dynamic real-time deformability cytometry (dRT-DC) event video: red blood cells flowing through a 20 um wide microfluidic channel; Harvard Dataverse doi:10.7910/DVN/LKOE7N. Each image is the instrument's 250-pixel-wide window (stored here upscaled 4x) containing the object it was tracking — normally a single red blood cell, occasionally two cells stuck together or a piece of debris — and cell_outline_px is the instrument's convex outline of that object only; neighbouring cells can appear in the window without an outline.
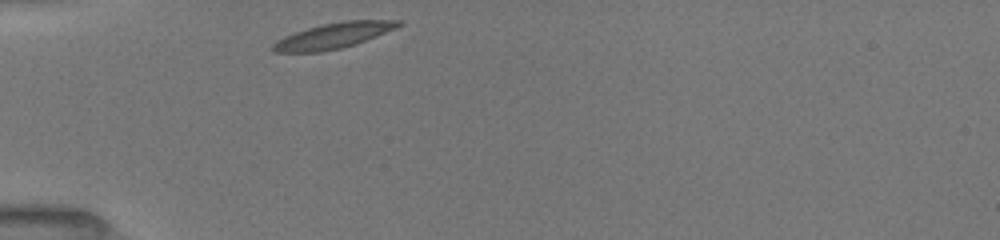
{"species": "common noctule bat (a hibernating species)", "species_latin": "Nyctalus noctula", "temperature_condition": "room temperature", "stored_images_in_passage": 4, "camera_frame_rate_fps": 3000, "um_per_image_px": 0.085, "animal": {"sex": "female", "body_mass_g": 19.5, "forearm_length_mm": 54.1}, "frame": {"image": 1, "passage_image": 1, "time_ms": 0.0, "image_size_px": [1000, 240], "cell_outline_px": [[404, 24], [396, 28], [356, 44], [340, 48], [320, 52], [276, 52], [272, 48], [272, 44], [276, 40], [284, 36], [308, 28], [324, 24], [344, 20], [404, 20]], "centroid_in_image_um": [28.38, 3.02], "position_along_channel_um": 56.6, "area_um2": 18.61}}
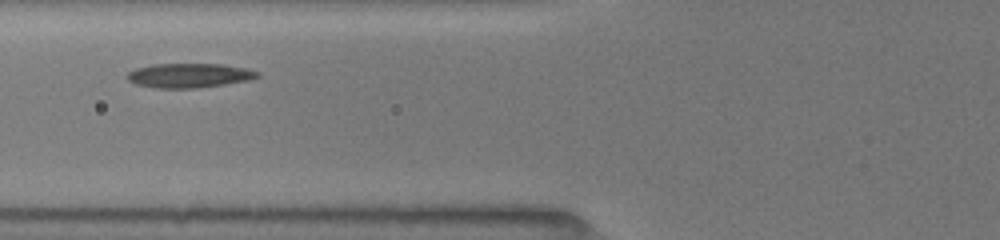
{"frame": {"image": 2, "passage_image": 3, "time_ms": 1.667, "image_size_px": [1000, 240], "cell_outline_px": [[260, 76], [248, 80], [224, 84], [196, 88], [152, 88], [136, 84], [128, 80], [124, 76], [128, 72], [136, 68], [152, 64], [224, 64], [244, 68], [260, 72]], "centroid_in_image_um": [16.04, 6.41], "position_along_channel_um": 109.8, "area_um2": 18.55}}